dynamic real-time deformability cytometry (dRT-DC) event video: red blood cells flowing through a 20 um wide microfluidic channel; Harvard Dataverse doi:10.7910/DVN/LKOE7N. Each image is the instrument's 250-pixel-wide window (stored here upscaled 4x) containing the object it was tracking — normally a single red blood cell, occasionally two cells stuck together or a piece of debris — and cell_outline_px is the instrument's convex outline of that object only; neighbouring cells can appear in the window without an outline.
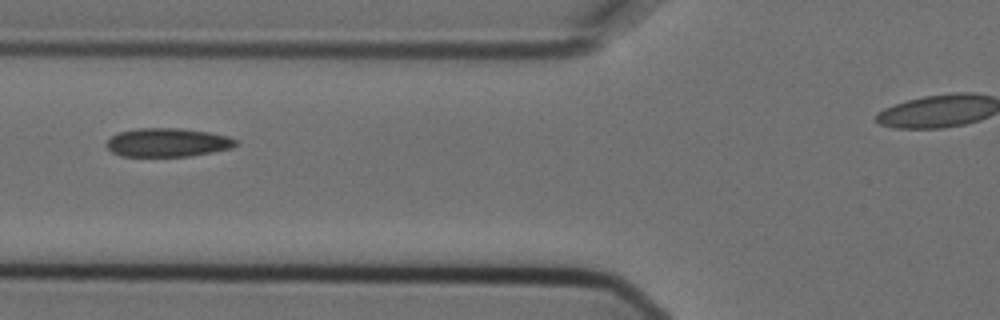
{"species": "Egyptian fruit bat (a non-hibernating species)", "species_latin": "Rousettus aegyptiacus", "temperature_condition": "cold", "stored_images_in_passage": 8, "camera_frame_rate_fps": 3000, "um_per_image_px": 0.085, "animal": {"sex": "female"}, "frame": {"image": 1, "passage_image": 6, "time_ms": 1.667, "image_size_px": [1000, 320], "cell_outline_px": [[236, 144], [232, 148], [212, 152], [188, 156], [120, 156], [112, 152], [104, 144], [112, 136], [120, 132], [140, 128], [180, 128], [208, 132], [228, 136], [236, 140]], "centroid_in_image_um": [14.23, 12.11], "position_along_channel_um": 111.6, "area_um2": 21.44}}
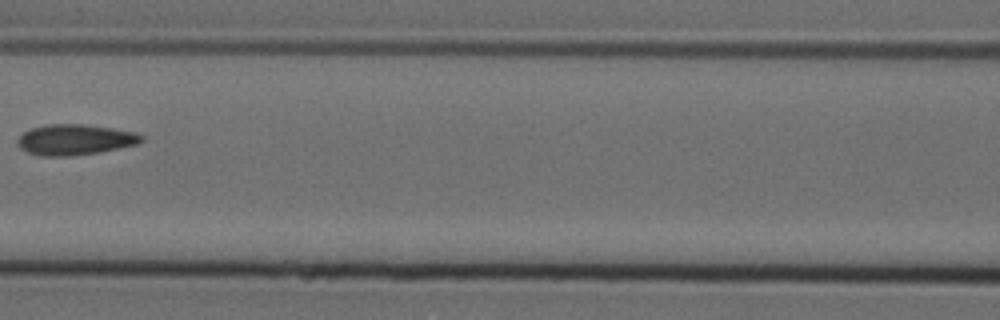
{"frame": {"image": 2, "passage_image": 7, "time_ms": 2.0, "image_size_px": [1000, 320], "cell_outline_px": [[144, 140], [136, 144], [120, 148], [100, 152], [72, 156], [40, 156], [28, 152], [20, 148], [16, 144], [16, 140], [24, 132], [32, 128], [48, 124], [84, 124], [112, 128], [136, 132], [144, 136]], "centroid_in_image_um": [6.37, 11.87], "position_along_channel_um": 160.2, "area_um2": 22.25}}
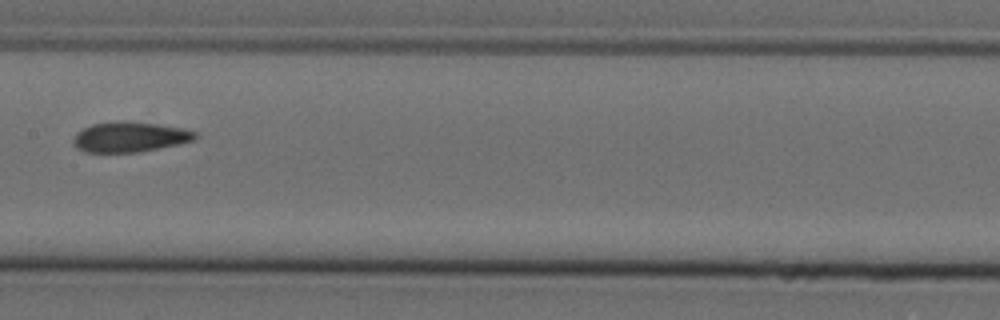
{"frame": {"image": 3, "passage_image": 8, "time_ms": 2.333, "image_size_px": [1000, 320], "cell_outline_px": [[196, 136], [192, 140], [180, 144], [140, 152], [84, 152], [76, 148], [72, 144], [72, 140], [76, 132], [92, 124], [116, 120], [128, 120], [160, 124], [184, 128], [196, 132]], "centroid_in_image_um": [11.0, 11.63], "position_along_channel_um": 196.4, "area_um2": 21.85}}